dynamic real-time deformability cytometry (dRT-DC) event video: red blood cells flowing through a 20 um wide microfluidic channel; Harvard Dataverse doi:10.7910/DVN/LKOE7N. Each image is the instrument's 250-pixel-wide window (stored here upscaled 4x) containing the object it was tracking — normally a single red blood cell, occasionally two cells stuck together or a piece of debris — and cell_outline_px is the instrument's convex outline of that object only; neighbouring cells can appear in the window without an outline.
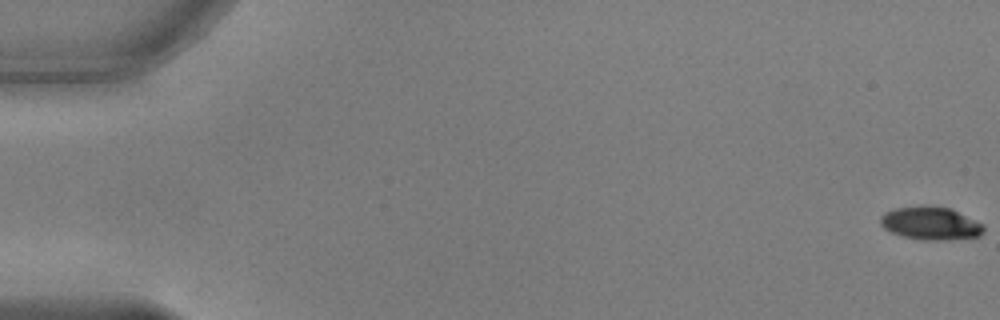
{"species": "common noctule bat (a hibernating species)", "species_latin": "Nyctalus noctula", "temperature_condition": "warm", "stored_images_in_passage": 54, "camera_frame_rate_fps": 3000, "um_per_image_px": 0.085, "animal": {"sex": "male", "body_mass_g": 17.9, "forearm_length_mm": 54.2}, "frame": {"image": 1, "passage_image": 1, "time_ms": 0.0, "image_size_px": [1000, 320], "cell_outline_px": [[984, 232], [980, 236], [944, 240], [924, 240], [904, 236], [892, 232], [884, 228], [880, 224], [880, 216], [884, 212], [896, 208], [920, 204], [952, 208], [984, 224]], "centroid_in_image_um": [79.11, 18.95], "position_along_channel_um": 5.9, "area_um2": 20.17}}
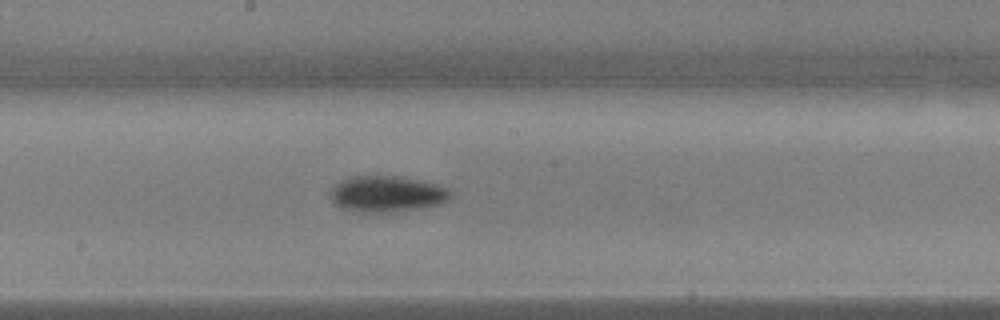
{"frame": {"image": 2, "passage_image": 30, "time_ms": 9.667, "image_size_px": [1000, 320], "cell_outline_px": [[452, 196], [448, 200], [440, 204], [420, 208], [388, 212], [352, 212], [336, 204], [332, 200], [332, 188], [336, 184], [348, 176], [404, 176], [424, 180], [448, 188], [452, 192]], "centroid_in_image_um": [32.93, 16.47], "position_along_channel_um": 215.3, "area_um2": 25.43}}
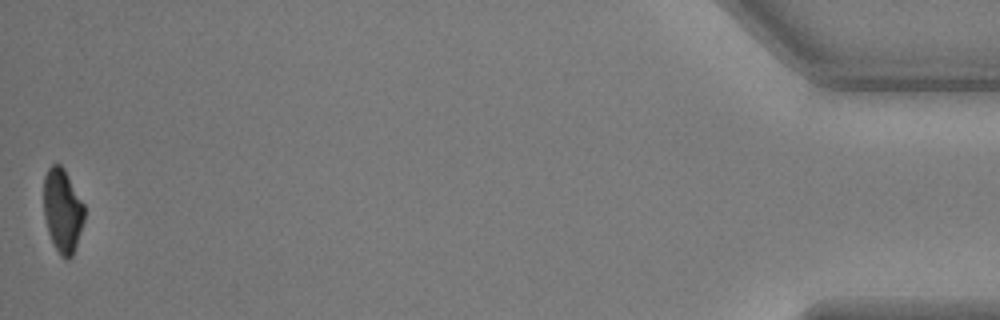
{"frame": {"image": 3, "passage_image": 54, "time_ms": 17.667, "image_size_px": [1000, 320], "cell_outline_px": [[84, 220], [72, 256], [68, 260], [64, 260], [60, 256], [48, 232], [44, 216], [44, 176], [48, 168], [52, 164], [60, 164], [64, 168], [84, 204]], "centroid_in_image_um": [5.31, 17.89], "position_along_channel_um": 429.9, "area_um2": 19.77}, "authors_computed_cell_mechanics": {"area_um2": 22.0218, "velocity_mm_per_s": 3.8074, "shape_relaxation_time_tau1_ms": 2.3037, "shape_relaxation_time_tau2_ms": null, "deformation_change_tau1": 0.1474, "deformation_change_tau2": null}}